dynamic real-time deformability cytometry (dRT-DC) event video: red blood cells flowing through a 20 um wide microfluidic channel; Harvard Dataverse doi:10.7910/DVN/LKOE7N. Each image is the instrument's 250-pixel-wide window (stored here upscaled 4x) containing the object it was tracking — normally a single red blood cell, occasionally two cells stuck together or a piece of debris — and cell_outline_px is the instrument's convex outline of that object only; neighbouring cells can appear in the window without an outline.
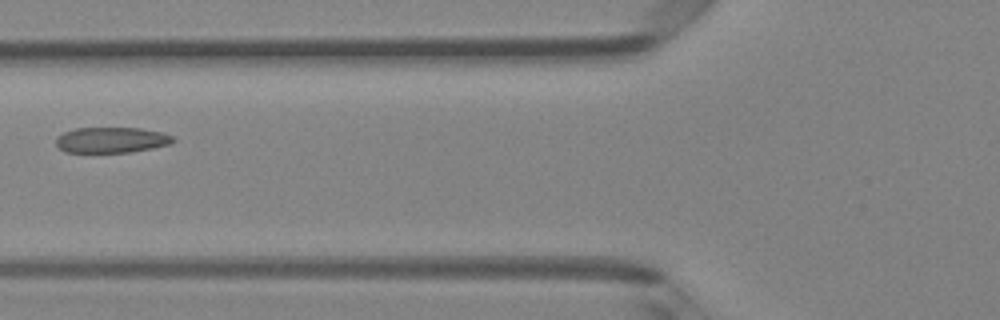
{"species": "Egyptian fruit bat (a non-hibernating species)", "species_latin": "Rousettus aegyptiacus", "temperature_condition": "room temperature", "stored_images_in_passage": 6, "camera_frame_rate_fps": 3000, "um_per_image_px": 0.085, "animal": {"sex": "female"}, "frame": {"image": 1, "passage_image": 5, "time_ms": 1.333, "image_size_px": [1000, 320], "cell_outline_px": [[176, 140], [172, 144], [152, 148], [128, 152], [64, 152], [56, 144], [56, 136], [64, 132], [76, 128], [140, 128], [164, 132], [172, 136]], "centroid_in_image_um": [9.5, 11.89], "position_along_channel_um": 116.3, "area_um2": 17.57}}
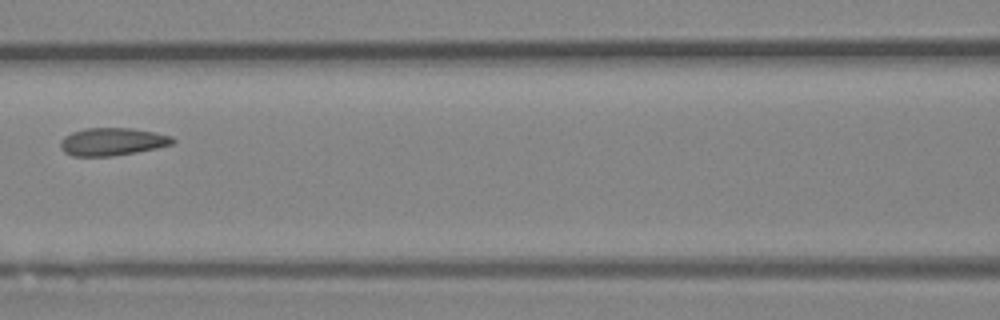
{"frame": {"image": 2, "passage_image": 6, "time_ms": 1.667, "image_size_px": [1000, 320], "cell_outline_px": [[176, 140], [172, 144], [156, 148], [136, 152], [112, 156], [72, 156], [64, 152], [60, 148], [60, 140], [64, 136], [72, 132], [84, 128], [132, 128], [172, 136]], "centroid_in_image_um": [9.51, 12.04], "position_along_channel_um": 157.1, "area_um2": 18.15}}